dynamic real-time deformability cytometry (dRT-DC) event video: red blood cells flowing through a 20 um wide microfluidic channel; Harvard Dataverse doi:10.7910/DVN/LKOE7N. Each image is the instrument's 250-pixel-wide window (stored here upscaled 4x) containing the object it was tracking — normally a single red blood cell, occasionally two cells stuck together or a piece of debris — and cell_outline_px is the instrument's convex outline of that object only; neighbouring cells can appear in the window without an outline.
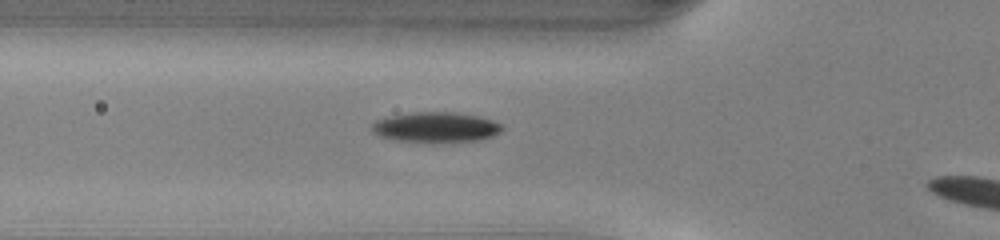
{"species": "common noctule bat (a hibernating species)", "species_latin": "Nyctalus noctula", "temperature_condition": "warm", "stored_images_in_passage": 26, "camera_frame_rate_fps": 3000, "um_per_image_px": 0.085, "animal": {"sex": "male", "body_mass_g": 13.0, "forearm_length_mm": 53.1}, "frame": {"image": 1, "passage_image": 2, "time_ms": 0.333, "image_size_px": [1000, 240], "cell_outline_px": [[504, 128], [500, 132], [492, 136], [480, 140], [452, 144], [432, 144], [396, 140], [380, 136], [372, 132], [372, 124], [376, 120], [392, 116], [412, 112], [456, 112], [480, 116], [504, 124]], "centroid_in_image_um": [37.11, 10.85], "position_along_channel_um": 88.7, "area_um2": 23.81}}
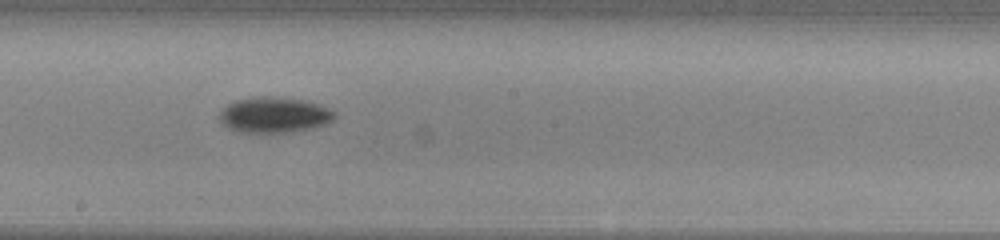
{"frame": {"image": 2, "passage_image": 12, "time_ms": 3.667, "image_size_px": [1000, 240], "cell_outline_px": [[336, 116], [332, 120], [324, 124], [312, 128], [292, 132], [236, 132], [228, 128], [220, 120], [220, 112], [228, 104], [236, 100], [252, 96], [276, 96], [304, 100], [320, 104], [336, 112]], "centroid_in_image_um": [23.31, 9.75], "position_along_channel_um": 224.9, "area_um2": 24.04}}
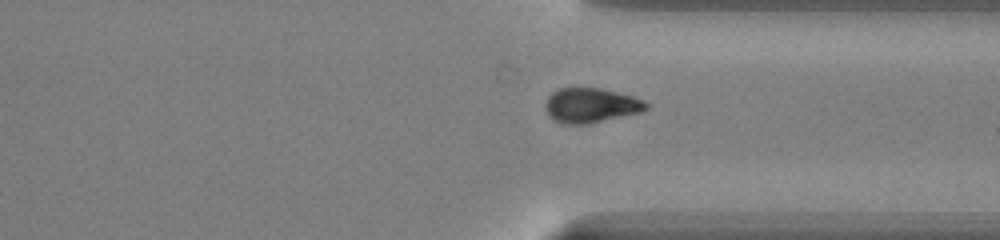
{"frame": {"image": 3, "passage_image": 22, "time_ms": 7.0, "image_size_px": [1000, 240], "cell_outline_px": [[648, 108], [640, 112], [592, 124], [560, 124], [552, 120], [548, 116], [548, 96], [552, 92], [560, 88], [600, 88], [632, 96], [644, 100], [648, 104]], "centroid_in_image_um": [50.24, 8.98], "position_along_channel_um": 361.2, "area_um2": 20.35}}